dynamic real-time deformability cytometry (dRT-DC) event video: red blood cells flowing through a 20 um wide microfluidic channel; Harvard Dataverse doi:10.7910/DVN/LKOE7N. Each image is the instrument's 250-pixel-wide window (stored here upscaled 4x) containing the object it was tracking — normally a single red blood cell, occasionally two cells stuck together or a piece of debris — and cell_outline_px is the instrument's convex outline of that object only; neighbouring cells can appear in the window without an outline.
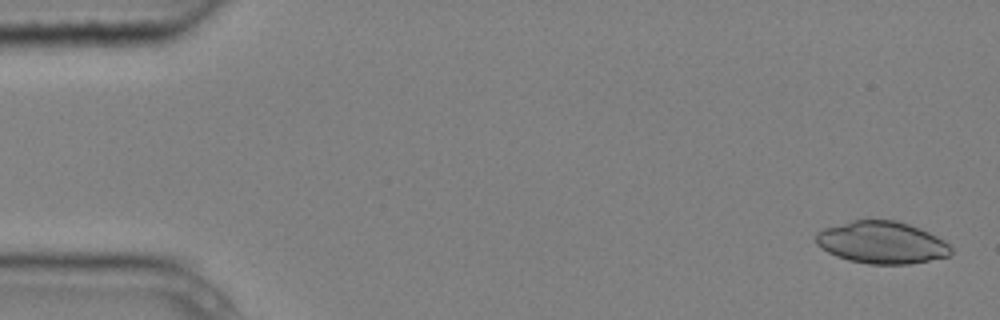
{"species": "common noctule bat (a hibernating species)", "species_latin": "Nyctalus noctula", "temperature_condition": "cold", "stored_images_in_passage": 5, "camera_frame_rate_fps": 3000, "um_per_image_px": 0.085, "animal": {"sex": "male", "body_mass_g": 20.4}, "frame": {"image": 1, "passage_image": 1, "time_ms": 0.0, "image_size_px": [1000, 320], "cell_outline_px": [[952, 252], [948, 256], [908, 264], [868, 264], [848, 260], [836, 256], [828, 252], [816, 244], [816, 232], [824, 228], [852, 220], [896, 220], [920, 228], [944, 240], [952, 248]], "centroid_in_image_um": [74.93, 20.61], "position_along_channel_um": 10.1, "area_um2": 33.12}}